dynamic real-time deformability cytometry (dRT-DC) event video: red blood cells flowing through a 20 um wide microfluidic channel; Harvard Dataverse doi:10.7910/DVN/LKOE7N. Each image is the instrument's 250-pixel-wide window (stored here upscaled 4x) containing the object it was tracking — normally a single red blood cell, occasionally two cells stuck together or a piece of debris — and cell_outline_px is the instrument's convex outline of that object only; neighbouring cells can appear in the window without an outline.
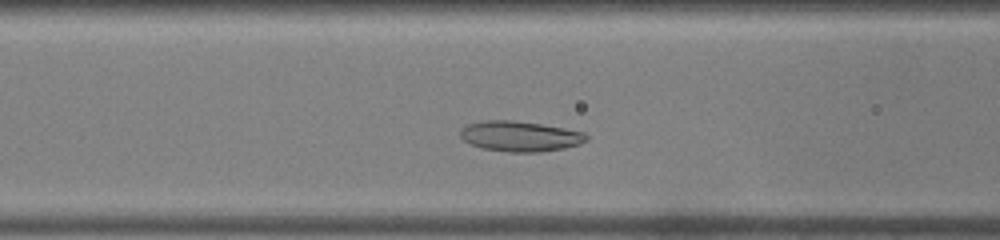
{"species": "common noctule bat (a hibernating species)", "species_latin": "Nyctalus noctula", "temperature_condition": "warm", "stored_images_in_passage": 34, "camera_frame_rate_fps": 3000, "um_per_image_px": 0.085, "animal": {"sex": "male", "body_mass_g": 19.0, "forearm_length_mm": 50.8}, "frame": {"image": 1, "passage_image": 11, "time_ms": 3.333, "image_size_px": [1000, 240], "cell_outline_px": [[588, 140], [580, 144], [564, 148], [540, 152], [508, 152], [484, 148], [472, 144], [464, 140], [460, 136], [460, 128], [468, 124], [484, 120], [512, 120], [540, 124], [564, 128], [584, 132], [588, 136]], "centroid_in_image_um": [44.21, 11.58], "position_along_channel_um": 122.4, "area_um2": 22.25}}
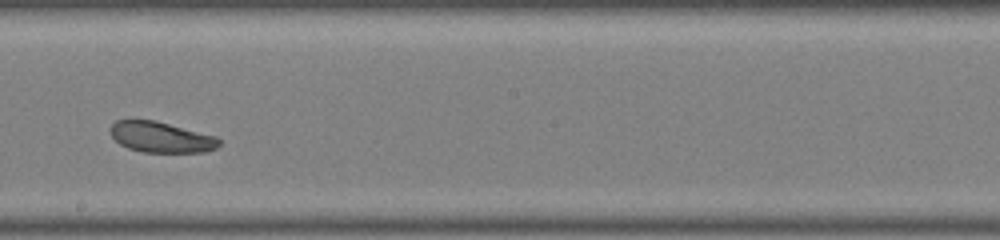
{"frame": {"image": 2, "passage_image": 19, "time_ms": 6.0, "image_size_px": [1000, 240], "cell_outline_px": [[220, 144], [216, 148], [204, 152], [140, 152], [128, 148], [120, 144], [112, 136], [108, 128], [116, 120], [156, 120], [216, 136], [220, 140]], "centroid_in_image_um": [13.68, 11.65], "position_along_channel_um": 234.5, "area_um2": 19.54}}
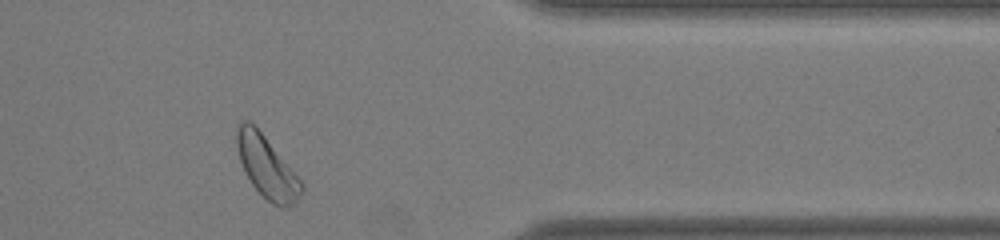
{"frame": {"image": 3, "passage_image": 31, "time_ms": 10.0, "image_size_px": [1000, 240], "cell_outline_px": [[304, 188], [296, 200], [292, 204], [284, 208], [280, 208], [272, 204], [252, 184], [240, 160], [236, 148], [236, 132], [240, 120], [248, 120], [264, 136], [304, 184]], "centroid_in_image_um": [22.67, 14.19], "position_along_channel_um": 388.7, "area_um2": 22.66}, "authors_computed_cell_mechanics": {"area_um2": 22.0796, "velocity_mm_per_s": 4.2238, "shape_relaxation_time_tau1_ms": 7.7279, "shape_relaxation_time_tau2_ms": 8.4233, "deformation_change_tau1": 0.1084, "deformation_change_tau2": 0.1725}}